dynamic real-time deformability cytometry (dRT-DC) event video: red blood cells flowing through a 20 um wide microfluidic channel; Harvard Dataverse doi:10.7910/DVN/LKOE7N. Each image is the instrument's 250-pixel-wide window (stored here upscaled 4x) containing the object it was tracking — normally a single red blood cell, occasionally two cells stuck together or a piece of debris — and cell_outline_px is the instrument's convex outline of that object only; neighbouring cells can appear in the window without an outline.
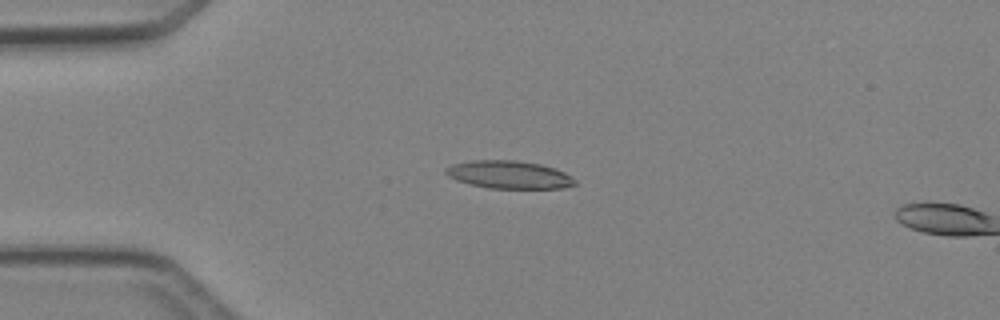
{"species": "Egyptian fruit bat (a non-hibernating species)", "species_latin": "Rousettus aegyptiacus", "temperature_condition": "cold", "stored_images_in_passage": 4, "camera_frame_rate_fps": 3000, "um_per_image_px": 0.085, "animal": {"sex": "female"}, "frame": {"image": 1, "passage_image": 3, "time_ms": 2.333, "image_size_px": [1000, 320], "cell_outline_px": [[576, 184], [564, 188], [488, 188], [456, 180], [448, 176], [444, 172], [444, 168], [452, 164], [472, 160], [516, 160], [540, 164], [556, 168], [572, 176], [576, 180]], "centroid_in_image_um": [43.27, 14.84], "position_along_channel_um": 41.7, "area_um2": 21.04}}